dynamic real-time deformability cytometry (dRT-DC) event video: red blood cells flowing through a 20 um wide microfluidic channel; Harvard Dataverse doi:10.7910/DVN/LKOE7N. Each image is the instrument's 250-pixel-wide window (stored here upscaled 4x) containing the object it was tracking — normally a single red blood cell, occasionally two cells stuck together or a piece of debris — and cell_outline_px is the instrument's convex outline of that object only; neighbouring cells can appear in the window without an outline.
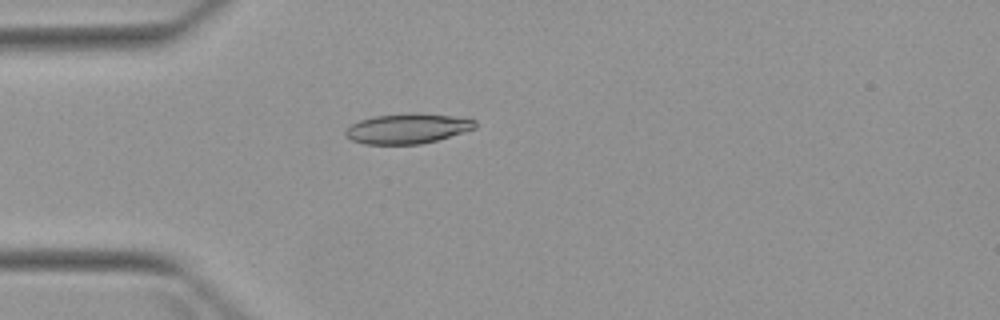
{"species": "Egyptian fruit bat (a non-hibernating species)", "species_latin": "Rousettus aegyptiacus", "temperature_condition": "warm", "stored_images_in_passage": 4, "camera_frame_rate_fps": 3000, "um_per_image_px": 0.085, "animal": {"sex": "female"}, "frame": {"image": 1, "passage_image": 4, "time_ms": 4.333, "image_size_px": [1000, 320], "cell_outline_px": [[476, 128], [436, 140], [420, 144], [364, 144], [352, 140], [344, 136], [344, 132], [352, 124], [360, 120], [372, 116], [408, 112], [416, 112], [452, 116], [476, 120]], "centroid_in_image_um": [34.6, 10.91], "position_along_channel_um": 50.4, "area_um2": 22.77}}